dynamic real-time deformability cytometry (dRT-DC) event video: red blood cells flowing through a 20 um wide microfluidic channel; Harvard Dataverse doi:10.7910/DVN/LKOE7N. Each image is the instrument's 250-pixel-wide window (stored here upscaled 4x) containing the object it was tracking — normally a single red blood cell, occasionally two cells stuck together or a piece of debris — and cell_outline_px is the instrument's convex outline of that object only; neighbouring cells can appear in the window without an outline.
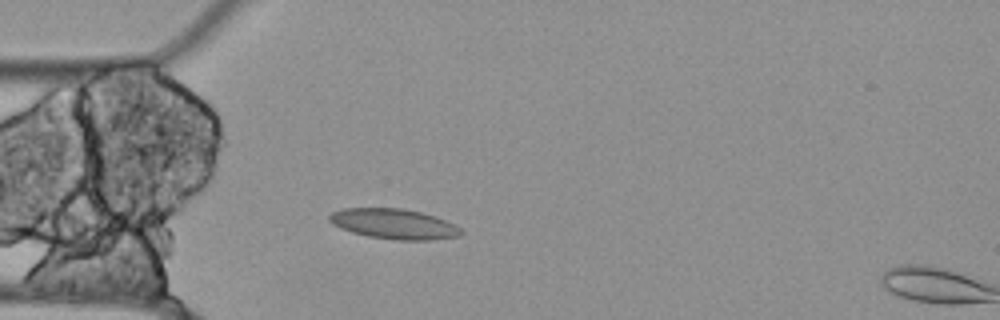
{"species": "Egyptian fruit bat (a non-hibernating species)", "species_latin": "Rousettus aegyptiacus", "temperature_condition": "cold", "stored_images_in_passage": 14, "camera_frame_rate_fps": 3000, "um_per_image_px": 0.085, "animal": {"sex": "female"}, "frame": {"image": 1, "passage_image": 12, "time_ms": 3.667, "image_size_px": [1000, 320], "cell_outline_px": [[464, 232], [460, 236], [432, 240], [396, 240], [368, 236], [352, 232], [340, 228], [332, 224], [328, 220], [328, 216], [332, 212], [344, 208], [400, 208], [420, 212], [436, 216], [460, 228]], "centroid_in_image_um": [33.47, 19.03], "position_along_channel_um": 51.5, "area_um2": 23.18}}